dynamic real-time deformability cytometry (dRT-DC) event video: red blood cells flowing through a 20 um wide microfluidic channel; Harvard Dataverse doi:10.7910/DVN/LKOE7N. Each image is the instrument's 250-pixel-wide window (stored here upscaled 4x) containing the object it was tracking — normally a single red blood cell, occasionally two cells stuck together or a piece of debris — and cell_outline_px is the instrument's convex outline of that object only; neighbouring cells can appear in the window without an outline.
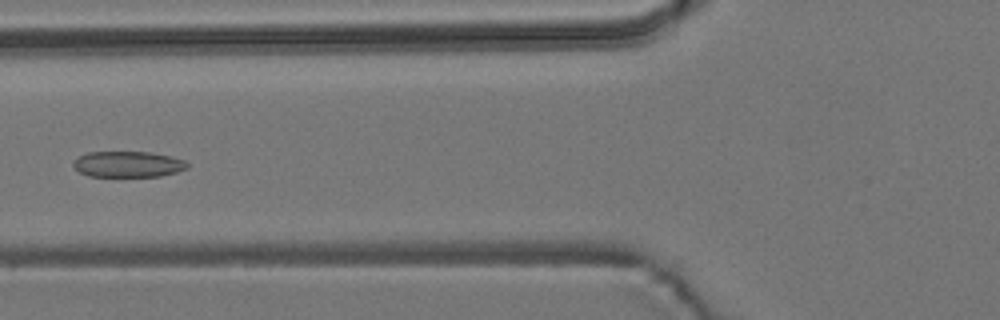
{"species": "common noctule bat (a hibernating species)", "species_latin": "Nyctalus noctula", "temperature_condition": "room temperature", "stored_images_in_passage": 4, "camera_frame_rate_fps": 3000, "um_per_image_px": 0.085, "animal": {"sex": "male", "body_mass_g": 19.2, "forearm_length_mm": 51.8}, "frame": {"image": 1, "passage_image": 4, "time_ms": 1.0, "image_size_px": [1000, 320], "cell_outline_px": [[188, 168], [176, 172], [160, 176], [88, 176], [80, 172], [72, 164], [80, 156], [88, 152], [152, 152], [172, 156], [184, 160], [188, 164]], "centroid_in_image_um": [10.92, 13.95], "position_along_channel_um": 114.9, "area_um2": 17.11}}